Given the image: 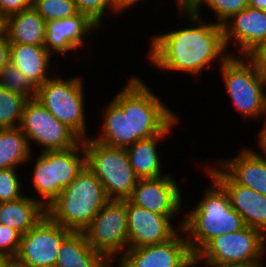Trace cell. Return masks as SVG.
<instances>
[{
	"instance_id": "cell-16",
	"label": "cell",
	"mask_w": 266,
	"mask_h": 267,
	"mask_svg": "<svg viewBox=\"0 0 266 267\" xmlns=\"http://www.w3.org/2000/svg\"><path fill=\"white\" fill-rule=\"evenodd\" d=\"M217 165H206L205 173L213 177L227 192L231 207L243 218L246 226L258 228L266 235V195L235 183Z\"/></svg>"
},
{
	"instance_id": "cell-46",
	"label": "cell",
	"mask_w": 266,
	"mask_h": 267,
	"mask_svg": "<svg viewBox=\"0 0 266 267\" xmlns=\"http://www.w3.org/2000/svg\"><path fill=\"white\" fill-rule=\"evenodd\" d=\"M30 1V3L32 4L33 2H35L36 0H29Z\"/></svg>"
},
{
	"instance_id": "cell-33",
	"label": "cell",
	"mask_w": 266,
	"mask_h": 267,
	"mask_svg": "<svg viewBox=\"0 0 266 267\" xmlns=\"http://www.w3.org/2000/svg\"><path fill=\"white\" fill-rule=\"evenodd\" d=\"M21 236L17 230L0 223V254L9 262L13 261L18 253Z\"/></svg>"
},
{
	"instance_id": "cell-19",
	"label": "cell",
	"mask_w": 266,
	"mask_h": 267,
	"mask_svg": "<svg viewBox=\"0 0 266 267\" xmlns=\"http://www.w3.org/2000/svg\"><path fill=\"white\" fill-rule=\"evenodd\" d=\"M231 160H220L217 165L237 184L266 195V159L256 156L248 147Z\"/></svg>"
},
{
	"instance_id": "cell-12",
	"label": "cell",
	"mask_w": 266,
	"mask_h": 267,
	"mask_svg": "<svg viewBox=\"0 0 266 267\" xmlns=\"http://www.w3.org/2000/svg\"><path fill=\"white\" fill-rule=\"evenodd\" d=\"M72 232L46 214L21 236L18 253L12 262L19 267L55 266L61 244Z\"/></svg>"
},
{
	"instance_id": "cell-8",
	"label": "cell",
	"mask_w": 266,
	"mask_h": 267,
	"mask_svg": "<svg viewBox=\"0 0 266 267\" xmlns=\"http://www.w3.org/2000/svg\"><path fill=\"white\" fill-rule=\"evenodd\" d=\"M265 243L266 235L258 228L246 226L213 238L195 256V266L203 262V265L264 267Z\"/></svg>"
},
{
	"instance_id": "cell-29",
	"label": "cell",
	"mask_w": 266,
	"mask_h": 267,
	"mask_svg": "<svg viewBox=\"0 0 266 267\" xmlns=\"http://www.w3.org/2000/svg\"><path fill=\"white\" fill-rule=\"evenodd\" d=\"M32 7L46 22L69 18L79 13L74 0H36Z\"/></svg>"
},
{
	"instance_id": "cell-31",
	"label": "cell",
	"mask_w": 266,
	"mask_h": 267,
	"mask_svg": "<svg viewBox=\"0 0 266 267\" xmlns=\"http://www.w3.org/2000/svg\"><path fill=\"white\" fill-rule=\"evenodd\" d=\"M16 169H0V203L14 201L25 195L22 193L24 190L21 186L23 182L18 177Z\"/></svg>"
},
{
	"instance_id": "cell-14",
	"label": "cell",
	"mask_w": 266,
	"mask_h": 267,
	"mask_svg": "<svg viewBox=\"0 0 266 267\" xmlns=\"http://www.w3.org/2000/svg\"><path fill=\"white\" fill-rule=\"evenodd\" d=\"M128 248L160 244L173 238L183 227V220L175 225L174 217L149 211L126 199ZM176 226V227H175Z\"/></svg>"
},
{
	"instance_id": "cell-11",
	"label": "cell",
	"mask_w": 266,
	"mask_h": 267,
	"mask_svg": "<svg viewBox=\"0 0 266 267\" xmlns=\"http://www.w3.org/2000/svg\"><path fill=\"white\" fill-rule=\"evenodd\" d=\"M20 128L25 134L30 148L36 142L40 152L67 150L82 139L66 124L58 121L35 98L29 99L24 107Z\"/></svg>"
},
{
	"instance_id": "cell-2",
	"label": "cell",
	"mask_w": 266,
	"mask_h": 267,
	"mask_svg": "<svg viewBox=\"0 0 266 267\" xmlns=\"http://www.w3.org/2000/svg\"><path fill=\"white\" fill-rule=\"evenodd\" d=\"M211 188L183 217V231L190 249L196 256L213 238L246 227L242 216L231 207L225 189L213 178Z\"/></svg>"
},
{
	"instance_id": "cell-37",
	"label": "cell",
	"mask_w": 266,
	"mask_h": 267,
	"mask_svg": "<svg viewBox=\"0 0 266 267\" xmlns=\"http://www.w3.org/2000/svg\"><path fill=\"white\" fill-rule=\"evenodd\" d=\"M10 62V43L7 35L0 39V72Z\"/></svg>"
},
{
	"instance_id": "cell-3",
	"label": "cell",
	"mask_w": 266,
	"mask_h": 267,
	"mask_svg": "<svg viewBox=\"0 0 266 267\" xmlns=\"http://www.w3.org/2000/svg\"><path fill=\"white\" fill-rule=\"evenodd\" d=\"M108 201L104 186L85 165L46 212L59 225L82 232Z\"/></svg>"
},
{
	"instance_id": "cell-43",
	"label": "cell",
	"mask_w": 266,
	"mask_h": 267,
	"mask_svg": "<svg viewBox=\"0 0 266 267\" xmlns=\"http://www.w3.org/2000/svg\"><path fill=\"white\" fill-rule=\"evenodd\" d=\"M9 261L0 254V267H4Z\"/></svg>"
},
{
	"instance_id": "cell-10",
	"label": "cell",
	"mask_w": 266,
	"mask_h": 267,
	"mask_svg": "<svg viewBox=\"0 0 266 267\" xmlns=\"http://www.w3.org/2000/svg\"><path fill=\"white\" fill-rule=\"evenodd\" d=\"M82 232L93 250L115 263L128 249L126 200H109Z\"/></svg>"
},
{
	"instance_id": "cell-4",
	"label": "cell",
	"mask_w": 266,
	"mask_h": 267,
	"mask_svg": "<svg viewBox=\"0 0 266 267\" xmlns=\"http://www.w3.org/2000/svg\"><path fill=\"white\" fill-rule=\"evenodd\" d=\"M140 78L130 77L111 99L121 109H130L132 144L160 134L177 117Z\"/></svg>"
},
{
	"instance_id": "cell-20",
	"label": "cell",
	"mask_w": 266,
	"mask_h": 267,
	"mask_svg": "<svg viewBox=\"0 0 266 267\" xmlns=\"http://www.w3.org/2000/svg\"><path fill=\"white\" fill-rule=\"evenodd\" d=\"M179 122V117H176L160 134L149 139H141L126 148L130 164L138 179L158 178L165 175L161 168L163 164L159 157L160 148H157L161 142L158 141L166 139L165 136L170 135V132H173L172 128Z\"/></svg>"
},
{
	"instance_id": "cell-1",
	"label": "cell",
	"mask_w": 266,
	"mask_h": 267,
	"mask_svg": "<svg viewBox=\"0 0 266 267\" xmlns=\"http://www.w3.org/2000/svg\"><path fill=\"white\" fill-rule=\"evenodd\" d=\"M183 16L188 22L186 27L153 34L147 59L162 71L185 72L196 78L217 61L221 66L230 53L224 43L222 25L207 23L197 14Z\"/></svg>"
},
{
	"instance_id": "cell-36",
	"label": "cell",
	"mask_w": 266,
	"mask_h": 267,
	"mask_svg": "<svg viewBox=\"0 0 266 267\" xmlns=\"http://www.w3.org/2000/svg\"><path fill=\"white\" fill-rule=\"evenodd\" d=\"M179 9V14H197L202 17L201 6H204L207 0H175Z\"/></svg>"
},
{
	"instance_id": "cell-35",
	"label": "cell",
	"mask_w": 266,
	"mask_h": 267,
	"mask_svg": "<svg viewBox=\"0 0 266 267\" xmlns=\"http://www.w3.org/2000/svg\"><path fill=\"white\" fill-rule=\"evenodd\" d=\"M31 6L32 4L29 0H0V14L7 18Z\"/></svg>"
},
{
	"instance_id": "cell-24",
	"label": "cell",
	"mask_w": 266,
	"mask_h": 267,
	"mask_svg": "<svg viewBox=\"0 0 266 267\" xmlns=\"http://www.w3.org/2000/svg\"><path fill=\"white\" fill-rule=\"evenodd\" d=\"M46 214V208L31 195L0 203V223L17 230L21 235L27 233Z\"/></svg>"
},
{
	"instance_id": "cell-22",
	"label": "cell",
	"mask_w": 266,
	"mask_h": 267,
	"mask_svg": "<svg viewBox=\"0 0 266 267\" xmlns=\"http://www.w3.org/2000/svg\"><path fill=\"white\" fill-rule=\"evenodd\" d=\"M55 267H113L93 250L83 232H72L61 244Z\"/></svg>"
},
{
	"instance_id": "cell-21",
	"label": "cell",
	"mask_w": 266,
	"mask_h": 267,
	"mask_svg": "<svg viewBox=\"0 0 266 267\" xmlns=\"http://www.w3.org/2000/svg\"><path fill=\"white\" fill-rule=\"evenodd\" d=\"M52 57L44 46L10 44V62L36 89L51 78L48 70Z\"/></svg>"
},
{
	"instance_id": "cell-9",
	"label": "cell",
	"mask_w": 266,
	"mask_h": 267,
	"mask_svg": "<svg viewBox=\"0 0 266 267\" xmlns=\"http://www.w3.org/2000/svg\"><path fill=\"white\" fill-rule=\"evenodd\" d=\"M84 81L81 76H51L36 90L40 102L58 121L66 124L82 140L88 138Z\"/></svg>"
},
{
	"instance_id": "cell-28",
	"label": "cell",
	"mask_w": 266,
	"mask_h": 267,
	"mask_svg": "<svg viewBox=\"0 0 266 267\" xmlns=\"http://www.w3.org/2000/svg\"><path fill=\"white\" fill-rule=\"evenodd\" d=\"M0 86L11 92L25 96L28 100L36 98L37 89L11 62L0 72Z\"/></svg>"
},
{
	"instance_id": "cell-18",
	"label": "cell",
	"mask_w": 266,
	"mask_h": 267,
	"mask_svg": "<svg viewBox=\"0 0 266 267\" xmlns=\"http://www.w3.org/2000/svg\"><path fill=\"white\" fill-rule=\"evenodd\" d=\"M98 29L100 28L96 23L80 12L69 18L51 20L46 22L44 47L52 55L54 52L66 55L67 52H75L84 47V39Z\"/></svg>"
},
{
	"instance_id": "cell-45",
	"label": "cell",
	"mask_w": 266,
	"mask_h": 267,
	"mask_svg": "<svg viewBox=\"0 0 266 267\" xmlns=\"http://www.w3.org/2000/svg\"><path fill=\"white\" fill-rule=\"evenodd\" d=\"M37 267H55V266H37Z\"/></svg>"
},
{
	"instance_id": "cell-25",
	"label": "cell",
	"mask_w": 266,
	"mask_h": 267,
	"mask_svg": "<svg viewBox=\"0 0 266 267\" xmlns=\"http://www.w3.org/2000/svg\"><path fill=\"white\" fill-rule=\"evenodd\" d=\"M101 132L92 139L112 147L127 148L132 145L130 109H121L113 100L102 113Z\"/></svg>"
},
{
	"instance_id": "cell-39",
	"label": "cell",
	"mask_w": 266,
	"mask_h": 267,
	"mask_svg": "<svg viewBox=\"0 0 266 267\" xmlns=\"http://www.w3.org/2000/svg\"><path fill=\"white\" fill-rule=\"evenodd\" d=\"M140 1L141 0H116L117 10L119 12H124L127 8L136 6V4L138 5Z\"/></svg>"
},
{
	"instance_id": "cell-26",
	"label": "cell",
	"mask_w": 266,
	"mask_h": 267,
	"mask_svg": "<svg viewBox=\"0 0 266 267\" xmlns=\"http://www.w3.org/2000/svg\"><path fill=\"white\" fill-rule=\"evenodd\" d=\"M32 148L20 127L0 128V169L18 168L33 160Z\"/></svg>"
},
{
	"instance_id": "cell-38",
	"label": "cell",
	"mask_w": 266,
	"mask_h": 267,
	"mask_svg": "<svg viewBox=\"0 0 266 267\" xmlns=\"http://www.w3.org/2000/svg\"><path fill=\"white\" fill-rule=\"evenodd\" d=\"M264 126L260 129V131L258 132L259 134H257L255 137V139H257L256 141L259 144L260 150H262L261 154L259 152H256L255 149L253 148H249L256 156L261 157L266 159V121H264Z\"/></svg>"
},
{
	"instance_id": "cell-41",
	"label": "cell",
	"mask_w": 266,
	"mask_h": 267,
	"mask_svg": "<svg viewBox=\"0 0 266 267\" xmlns=\"http://www.w3.org/2000/svg\"><path fill=\"white\" fill-rule=\"evenodd\" d=\"M6 32V17L0 14V39H3L6 36Z\"/></svg>"
},
{
	"instance_id": "cell-34",
	"label": "cell",
	"mask_w": 266,
	"mask_h": 267,
	"mask_svg": "<svg viewBox=\"0 0 266 267\" xmlns=\"http://www.w3.org/2000/svg\"><path fill=\"white\" fill-rule=\"evenodd\" d=\"M246 58L255 66L256 72L266 81V43L254 48Z\"/></svg>"
},
{
	"instance_id": "cell-7",
	"label": "cell",
	"mask_w": 266,
	"mask_h": 267,
	"mask_svg": "<svg viewBox=\"0 0 266 267\" xmlns=\"http://www.w3.org/2000/svg\"><path fill=\"white\" fill-rule=\"evenodd\" d=\"M220 71L226 94L239 114L251 120L266 117V81L246 56L230 54Z\"/></svg>"
},
{
	"instance_id": "cell-17",
	"label": "cell",
	"mask_w": 266,
	"mask_h": 267,
	"mask_svg": "<svg viewBox=\"0 0 266 267\" xmlns=\"http://www.w3.org/2000/svg\"><path fill=\"white\" fill-rule=\"evenodd\" d=\"M222 26L226 49L232 43L241 56L266 43V11L248 6Z\"/></svg>"
},
{
	"instance_id": "cell-5",
	"label": "cell",
	"mask_w": 266,
	"mask_h": 267,
	"mask_svg": "<svg viewBox=\"0 0 266 267\" xmlns=\"http://www.w3.org/2000/svg\"><path fill=\"white\" fill-rule=\"evenodd\" d=\"M38 155L30 177L36 190L32 197L47 208L86 165V154L81 140L70 149L44 151Z\"/></svg>"
},
{
	"instance_id": "cell-44",
	"label": "cell",
	"mask_w": 266,
	"mask_h": 267,
	"mask_svg": "<svg viewBox=\"0 0 266 267\" xmlns=\"http://www.w3.org/2000/svg\"><path fill=\"white\" fill-rule=\"evenodd\" d=\"M4 267H19V266L15 265L12 261H10Z\"/></svg>"
},
{
	"instance_id": "cell-27",
	"label": "cell",
	"mask_w": 266,
	"mask_h": 267,
	"mask_svg": "<svg viewBox=\"0 0 266 267\" xmlns=\"http://www.w3.org/2000/svg\"><path fill=\"white\" fill-rule=\"evenodd\" d=\"M28 99L0 86V128L20 127Z\"/></svg>"
},
{
	"instance_id": "cell-6",
	"label": "cell",
	"mask_w": 266,
	"mask_h": 267,
	"mask_svg": "<svg viewBox=\"0 0 266 267\" xmlns=\"http://www.w3.org/2000/svg\"><path fill=\"white\" fill-rule=\"evenodd\" d=\"M86 165L104 186L109 200H126L138 178L125 148L102 144L91 137L83 139Z\"/></svg>"
},
{
	"instance_id": "cell-42",
	"label": "cell",
	"mask_w": 266,
	"mask_h": 267,
	"mask_svg": "<svg viewBox=\"0 0 266 267\" xmlns=\"http://www.w3.org/2000/svg\"><path fill=\"white\" fill-rule=\"evenodd\" d=\"M206 267H246L242 265H206Z\"/></svg>"
},
{
	"instance_id": "cell-32",
	"label": "cell",
	"mask_w": 266,
	"mask_h": 267,
	"mask_svg": "<svg viewBox=\"0 0 266 267\" xmlns=\"http://www.w3.org/2000/svg\"><path fill=\"white\" fill-rule=\"evenodd\" d=\"M207 8L216 15V24L223 25L233 15L248 7V0H207ZM209 6V7H208Z\"/></svg>"
},
{
	"instance_id": "cell-15",
	"label": "cell",
	"mask_w": 266,
	"mask_h": 267,
	"mask_svg": "<svg viewBox=\"0 0 266 267\" xmlns=\"http://www.w3.org/2000/svg\"><path fill=\"white\" fill-rule=\"evenodd\" d=\"M182 193L179 182L165 173L158 178L138 179L129 200L160 215L178 216L183 210Z\"/></svg>"
},
{
	"instance_id": "cell-30",
	"label": "cell",
	"mask_w": 266,
	"mask_h": 267,
	"mask_svg": "<svg viewBox=\"0 0 266 267\" xmlns=\"http://www.w3.org/2000/svg\"><path fill=\"white\" fill-rule=\"evenodd\" d=\"M77 10L80 13L86 14L99 27L102 26V21L107 9L109 11L120 13L117 10L116 0H74Z\"/></svg>"
},
{
	"instance_id": "cell-23",
	"label": "cell",
	"mask_w": 266,
	"mask_h": 267,
	"mask_svg": "<svg viewBox=\"0 0 266 267\" xmlns=\"http://www.w3.org/2000/svg\"><path fill=\"white\" fill-rule=\"evenodd\" d=\"M7 38L10 44L44 46L46 21L31 6L6 18Z\"/></svg>"
},
{
	"instance_id": "cell-40",
	"label": "cell",
	"mask_w": 266,
	"mask_h": 267,
	"mask_svg": "<svg viewBox=\"0 0 266 267\" xmlns=\"http://www.w3.org/2000/svg\"><path fill=\"white\" fill-rule=\"evenodd\" d=\"M248 6L266 11V0H248Z\"/></svg>"
},
{
	"instance_id": "cell-13",
	"label": "cell",
	"mask_w": 266,
	"mask_h": 267,
	"mask_svg": "<svg viewBox=\"0 0 266 267\" xmlns=\"http://www.w3.org/2000/svg\"><path fill=\"white\" fill-rule=\"evenodd\" d=\"M184 234L181 229L173 238L163 243L128 248L122 256H119L117 265L118 267H195V256Z\"/></svg>"
}]
</instances>
